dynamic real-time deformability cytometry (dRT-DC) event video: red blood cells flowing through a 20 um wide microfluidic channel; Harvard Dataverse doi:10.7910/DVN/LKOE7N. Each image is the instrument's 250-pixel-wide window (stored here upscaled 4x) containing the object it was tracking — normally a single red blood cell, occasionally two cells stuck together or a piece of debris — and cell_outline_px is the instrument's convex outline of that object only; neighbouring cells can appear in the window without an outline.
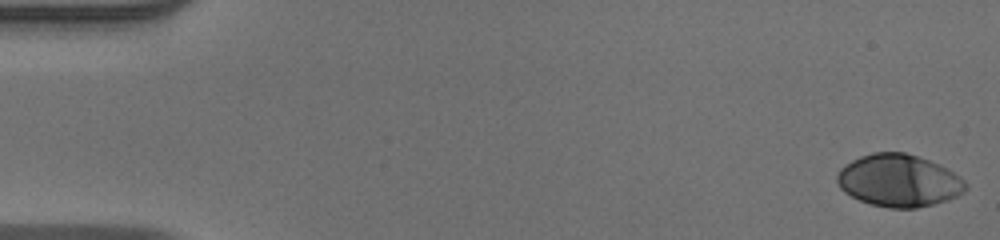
{"species": "human", "species_latin": "Homo sapiens", "temperature_condition": "warm", "stored_images_in_passage": 52, "camera_frame_rate_fps": 3000, "um_per_image_px": 0.085, "donor": {"sex": "male"}, "frame": {"image": 1, "passage_image": 1, "time_ms": 0.0, "image_size_px": [1000, 240], "cell_outline_px": [[968, 188], [964, 192], [948, 200], [916, 208], [888, 208], [872, 204], [860, 200], [844, 192], [840, 188], [836, 180], [836, 176], [840, 168], [852, 160], [860, 156], [872, 152], [904, 152], [940, 164], [960, 176], [968, 184]], "centroid_in_image_um": [76.41, 15.35], "position_along_channel_um": 8.6, "area_um2": 39.3}}
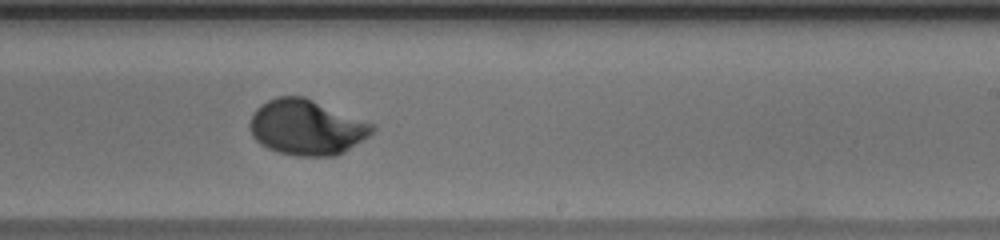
{"frame": {"image": 2, "passage_image": 32, "time_ms": 10.333, "image_size_px": [1000, 240], "cell_outline_px": [[376, 128], [368, 136], [344, 152], [336, 156], [296, 156], [280, 152], [268, 148], [260, 144], [252, 136], [248, 124], [252, 112], [260, 104], [276, 96], [304, 96], [376, 124]], "centroid_in_image_um": [26.05, 10.81], "position_along_channel_um": 263.0, "area_um2": 39.82}}
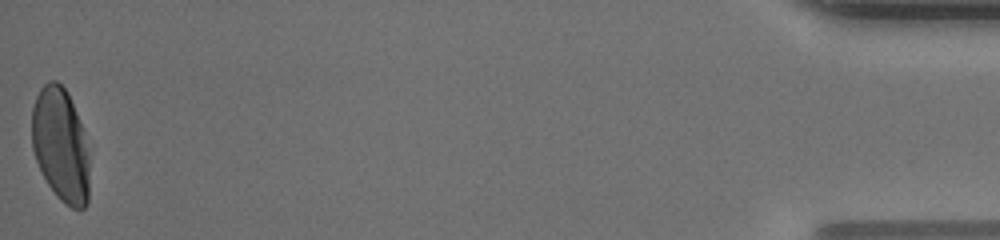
{"frame": {"image": 3, "passage_image": 52, "time_ms": 17.0, "image_size_px": [1000, 240], "cell_outline_px": [[88, 204], [84, 208], [72, 208], [64, 204], [56, 196], [48, 184], [36, 160], [32, 148], [32, 108], [36, 96], [40, 88], [48, 80], [56, 80], [68, 92], [84, 132], [88, 152]], "centroid_in_image_um": [5.14, 12.31], "position_along_channel_um": 430.1, "area_um2": 38.21}, "authors_computed_cell_mechanics": {"area_um2": 38.2347, "velocity_mm_per_s": 3.9404, "shape_relaxation_time_tau1_ms": 3.3156, "shape_relaxation_time_tau2_ms": null, "deformation_change_tau1": 0.1986, "deformation_change_tau2": null}}